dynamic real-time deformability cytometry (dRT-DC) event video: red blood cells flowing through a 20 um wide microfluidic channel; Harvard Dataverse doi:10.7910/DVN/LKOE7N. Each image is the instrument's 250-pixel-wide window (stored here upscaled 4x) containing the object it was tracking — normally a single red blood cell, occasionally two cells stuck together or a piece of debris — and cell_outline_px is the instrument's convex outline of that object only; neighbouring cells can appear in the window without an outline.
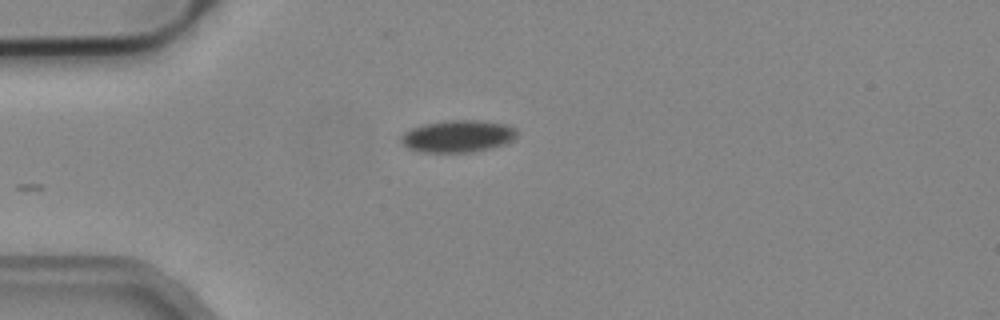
{"species": "common noctule bat (a hibernating species)", "species_latin": "Nyctalus noctula", "temperature_condition": "cold", "stored_images_in_passage": 3, "camera_frame_rate_fps": 3000, "um_per_image_px": 0.085, "animal": {"sex": "male", "body_mass_g": 19.2, "forearm_length_mm": 51.8}, "frame": {"image": 1, "passage_image": 3, "time_ms": 0.667, "image_size_px": [1000, 320], "cell_outline_px": [[516, 136], [508, 144], [468, 152], [424, 152], [408, 148], [400, 140], [400, 136], [404, 132], [412, 128], [428, 124], [448, 120], [480, 120], [504, 124], [516, 128]], "centroid_in_image_um": [38.93, 11.58], "position_along_channel_um": 46.1, "area_um2": 21.44}}